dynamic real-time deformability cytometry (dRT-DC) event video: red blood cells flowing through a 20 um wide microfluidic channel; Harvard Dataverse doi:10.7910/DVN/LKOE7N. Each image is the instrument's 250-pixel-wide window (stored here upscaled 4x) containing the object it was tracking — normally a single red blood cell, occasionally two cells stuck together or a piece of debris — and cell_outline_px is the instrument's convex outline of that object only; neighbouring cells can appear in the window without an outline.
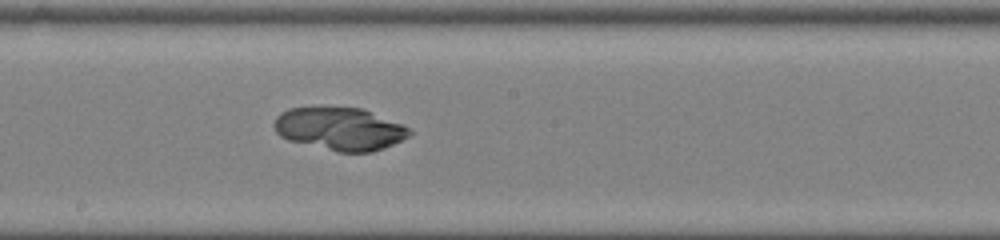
{"species": "common noctule bat (a hibernating species)", "species_latin": "Nyctalus noctula", "temperature_condition": "room temperature", "stored_images_in_passage": 35, "camera_frame_rate_fps": 3000, "um_per_image_px": 0.085, "animal": {"sex": "female", "body_mass_g": 22.0, "forearm_length_mm": 56.7}, "frame": {"image": 1, "passage_image": 18, "time_ms": 5.667, "image_size_px": [1000, 240], "cell_outline_px": [[412, 132], [408, 136], [384, 148], [372, 152], [336, 152], [288, 140], [280, 136], [276, 132], [272, 124], [276, 116], [280, 112], [288, 108], [364, 108], [400, 124], [408, 128]], "centroid_in_image_um": [28.83, 10.96], "position_along_channel_um": 219.4, "area_um2": 33.58}}
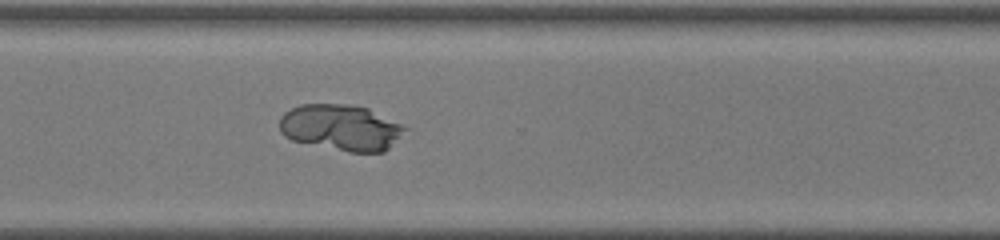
{"frame": {"image": 2, "passage_image": 27, "time_ms": 8.667, "image_size_px": [1000, 240], "cell_outline_px": [[408, 128], [384, 152], [348, 152], [292, 140], [284, 136], [280, 132], [280, 116], [284, 112], [300, 104], [348, 104], [368, 108]], "centroid_in_image_um": [28.94, 10.84], "position_along_channel_um": 341.7, "area_um2": 33.47}}